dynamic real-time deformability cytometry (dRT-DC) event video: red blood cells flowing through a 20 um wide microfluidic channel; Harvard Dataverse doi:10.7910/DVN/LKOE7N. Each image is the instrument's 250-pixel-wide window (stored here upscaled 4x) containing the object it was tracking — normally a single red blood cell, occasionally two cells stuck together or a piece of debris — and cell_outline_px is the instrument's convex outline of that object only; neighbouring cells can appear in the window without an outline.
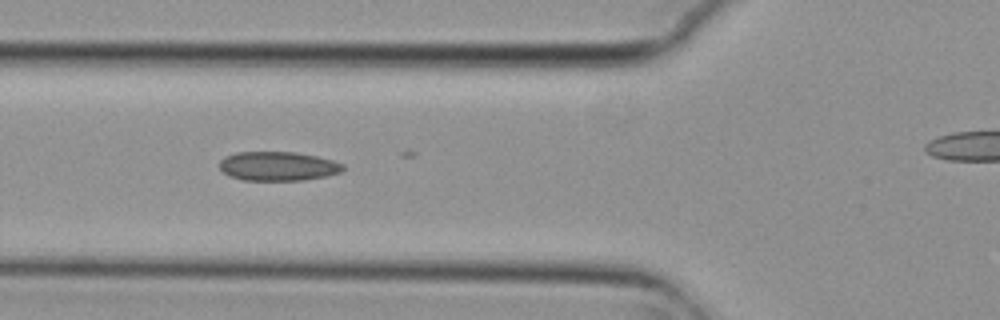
{"species": "common noctule bat (a hibernating species)", "species_latin": "Nyctalus noctula", "temperature_condition": "cold", "stored_images_in_passage": 8, "camera_frame_rate_fps": 3000, "um_per_image_px": 0.085, "animal": {"sex": "female", "body_mass_g": 29.2, "forearm_length_mm": 56.3}, "frame": {"image": 1, "passage_image": 6, "time_ms": 1.667, "image_size_px": [1000, 320], "cell_outline_px": [[344, 168], [340, 172], [324, 176], [300, 180], [244, 180], [228, 176], [220, 168], [220, 160], [224, 156], [236, 152], [296, 152], [316, 156], [332, 160], [344, 164]], "centroid_in_image_um": [23.59, 14.11], "position_along_channel_um": 102.2, "area_um2": 20.87}}
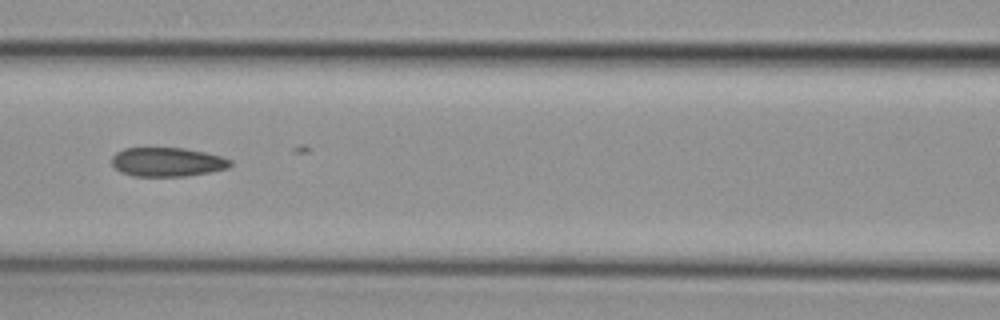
{"frame": {"image": 2, "passage_image": 7, "time_ms": 2.0, "image_size_px": [1000, 320], "cell_outline_px": [[232, 164], [228, 168], [208, 172], [184, 176], [132, 176], [120, 172], [112, 164], [112, 156], [116, 152], [124, 148], [184, 148], [204, 152], [220, 156], [232, 160]], "centroid_in_image_um": [14.2, 13.77], "position_along_channel_um": 152.4, "area_um2": 20.0}}
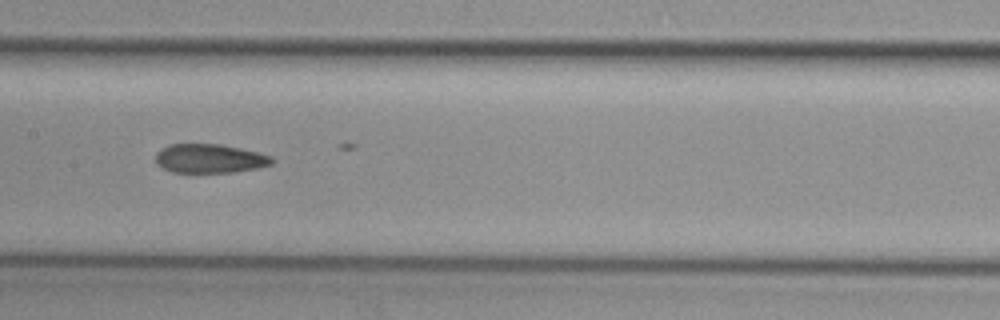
{"frame": {"image": 3, "passage_image": 8, "time_ms": 2.333, "image_size_px": [1000, 320], "cell_outline_px": [[272, 164], [256, 168], [232, 172], [172, 172], [156, 164], [156, 152], [160, 148], [168, 144], [220, 144], [240, 148], [272, 156]], "centroid_in_image_um": [17.78, 13.46], "position_along_channel_um": 189.6, "area_um2": 19.54}}